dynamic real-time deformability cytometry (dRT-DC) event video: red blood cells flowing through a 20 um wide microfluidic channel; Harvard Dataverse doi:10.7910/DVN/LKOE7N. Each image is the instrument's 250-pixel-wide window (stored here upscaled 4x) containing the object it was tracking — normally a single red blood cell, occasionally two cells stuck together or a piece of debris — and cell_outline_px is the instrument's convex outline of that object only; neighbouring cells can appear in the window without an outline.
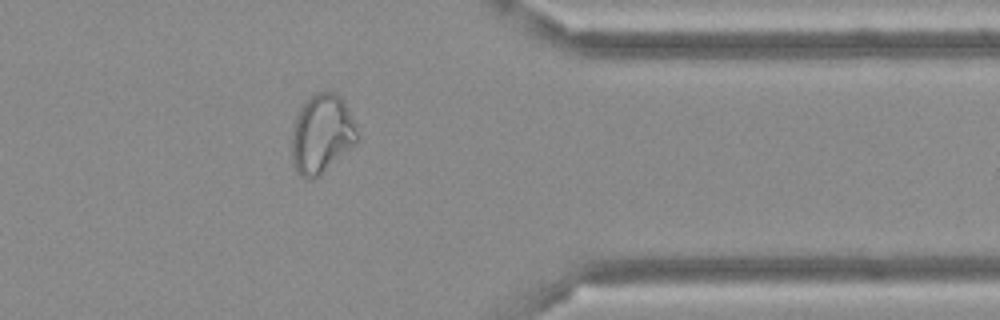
{"species": "Egyptian fruit bat (a non-hibernating species)", "species_latin": "Rousettus aegyptiacus", "temperature_condition": "cold", "stored_images_in_passage": 34, "camera_frame_rate_fps": 3000, "um_per_image_px": 0.085, "frame": {"image": 1, "passage_image": 25, "time_ms": 8.0, "image_size_px": [1000, 320], "cell_outline_px": [[360, 136], [356, 144], [320, 176], [308, 180], [304, 180], [296, 172], [292, 164], [292, 132], [296, 116], [300, 108], [316, 92], [336, 92], [340, 96], [348, 108], [356, 124]], "centroid_in_image_um": [27.37, 11.43], "position_along_channel_um": 384.0, "area_um2": 30.58}}